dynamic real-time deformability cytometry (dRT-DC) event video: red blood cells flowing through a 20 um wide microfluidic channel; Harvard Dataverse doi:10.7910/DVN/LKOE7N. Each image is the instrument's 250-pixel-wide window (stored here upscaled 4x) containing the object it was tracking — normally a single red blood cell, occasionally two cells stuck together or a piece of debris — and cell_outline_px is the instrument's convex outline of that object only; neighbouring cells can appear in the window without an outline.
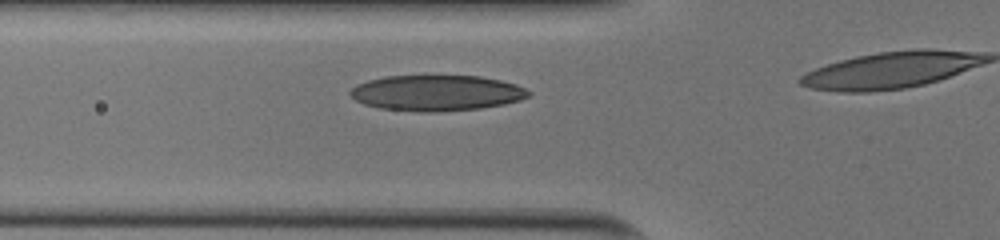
{"species": "human", "species_latin": "Homo sapiens", "temperature_condition": "cold", "stored_images_in_passage": 19, "camera_frame_rate_fps": 3000, "um_per_image_px": 0.085, "donor": {"sex": "male"}, "frame": {"image": 1, "passage_image": 8, "time_ms": 2.333, "image_size_px": [1000, 240], "cell_outline_px": [[532, 92], [528, 96], [520, 100], [504, 104], [480, 108], [436, 112], [420, 112], [380, 108], [364, 104], [356, 100], [348, 92], [356, 84], [368, 80], [384, 76], [480, 76], [500, 80], [516, 84]], "centroid_in_image_um": [37.1, 7.9], "position_along_channel_um": 88.7, "area_um2": 37.11}}
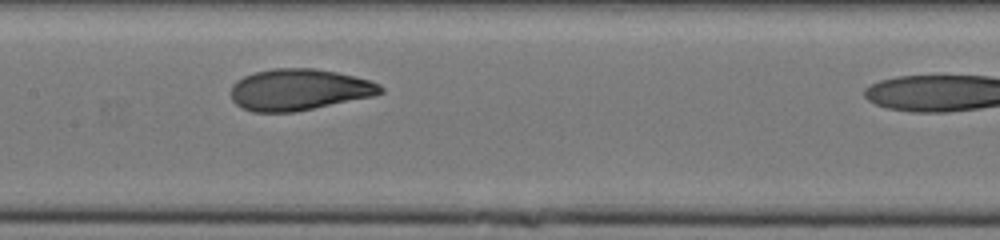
{"frame": {"image": 2, "passage_image": 15, "time_ms": 4.667, "image_size_px": [1000, 240], "cell_outline_px": [[384, 92], [376, 96], [296, 112], [252, 112], [236, 104], [232, 100], [232, 84], [236, 80], [244, 76], [256, 72], [276, 68], [312, 68], [336, 72], [368, 80], [380, 84], [384, 88]], "centroid_in_image_um": [25.44, 7.63], "position_along_channel_um": 182.0, "area_um2": 36.18}}
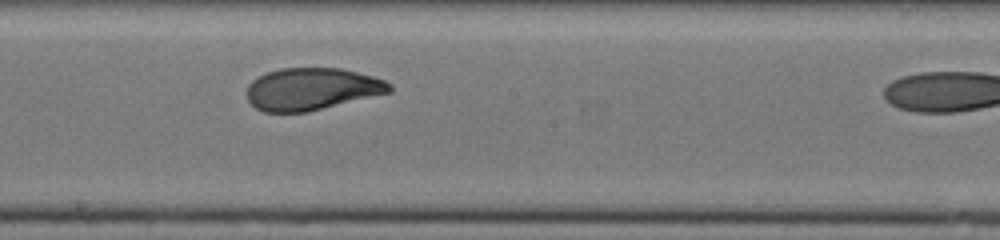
{"frame": {"image": 3, "passage_image": 18, "time_ms": 5.667, "image_size_px": [1000, 240], "cell_outline_px": [[392, 92], [308, 112], [264, 112], [256, 108], [248, 100], [248, 84], [252, 80], [268, 72], [280, 68], [340, 68], [372, 76], [384, 80], [392, 84]], "centroid_in_image_um": [26.52, 7.57], "position_along_channel_um": 221.7, "area_um2": 35.03}}